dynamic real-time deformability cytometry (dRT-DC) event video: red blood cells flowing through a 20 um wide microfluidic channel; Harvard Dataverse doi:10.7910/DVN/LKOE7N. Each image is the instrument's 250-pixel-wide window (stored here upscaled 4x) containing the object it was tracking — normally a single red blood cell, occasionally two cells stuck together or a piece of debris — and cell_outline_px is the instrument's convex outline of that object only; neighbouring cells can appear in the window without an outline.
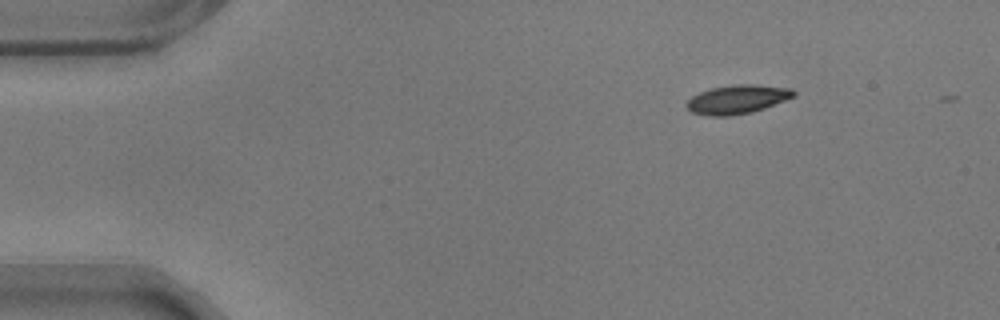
{"species": "common noctule bat (a hibernating species)", "species_latin": "Nyctalus noctula", "temperature_condition": "warm", "stored_images_in_passage": 2, "camera_frame_rate_fps": 3000, "um_per_image_px": 0.085, "animal": {"sex": "male", "body_mass_g": 17.9}, "frame": {"image": 1, "passage_image": 1, "time_ms": 0.0, "image_size_px": [1000, 320], "cell_outline_px": [[796, 96], [764, 108], [752, 112], [728, 116], [708, 116], [692, 112], [684, 104], [692, 96], [700, 92], [712, 88], [732, 84], [756, 84], [792, 88], [796, 92]], "centroid_in_image_um": [62.68, 8.43], "position_along_channel_um": 22.3, "area_um2": 18.09}}